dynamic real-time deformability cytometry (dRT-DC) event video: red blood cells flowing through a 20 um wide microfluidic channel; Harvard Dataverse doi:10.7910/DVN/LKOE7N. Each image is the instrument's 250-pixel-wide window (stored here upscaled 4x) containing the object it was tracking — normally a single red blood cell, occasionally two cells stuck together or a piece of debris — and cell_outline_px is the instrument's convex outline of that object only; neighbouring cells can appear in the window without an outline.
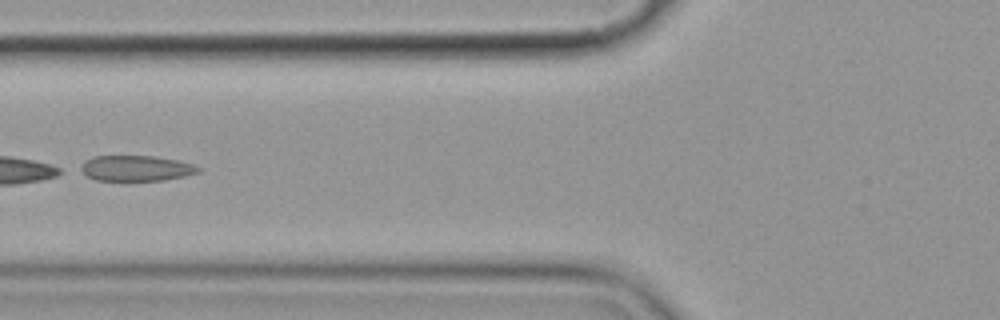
{"species": "common noctule bat (a hibernating species)", "species_latin": "Nyctalus noctula", "temperature_condition": "cold", "stored_images_in_passage": 8, "segment_of_instrument_passage": [2, 2], "camera_frame_rate_fps": 3000, "um_per_image_px": 0.085, "animal": {"sex": "female", "body_mass_g": 19.9}, "frame": {"image": 1, "passage_image": 7, "time_ms": 7.0, "image_size_px": [1000, 320], "cell_outline_px": [[200, 172], [184, 176], [164, 180], [96, 180], [88, 176], [76, 168], [84, 160], [92, 156], [152, 156], [176, 160], [192, 164], [200, 168]], "centroid_in_image_um": [11.5, 14.29], "position_along_channel_um": 114.3, "area_um2": 17.51}}